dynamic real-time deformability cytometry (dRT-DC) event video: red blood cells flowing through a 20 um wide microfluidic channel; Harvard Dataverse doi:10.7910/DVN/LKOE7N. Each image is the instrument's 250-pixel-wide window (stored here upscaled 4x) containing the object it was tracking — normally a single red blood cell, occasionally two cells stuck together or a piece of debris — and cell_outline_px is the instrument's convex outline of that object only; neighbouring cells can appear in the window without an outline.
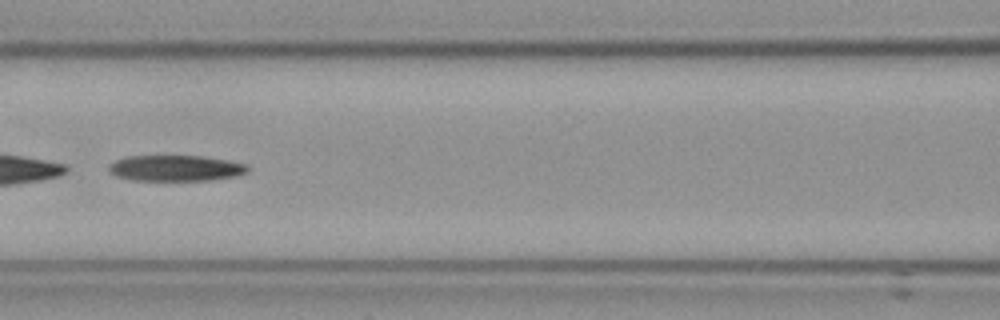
{"species": "Egyptian fruit bat (a non-hibernating species)", "species_latin": "Rousettus aegyptiacus", "temperature_condition": "cold", "stored_images_in_passage": 58, "segment_of_instrument_passage": [2, 2], "camera_frame_rate_fps": 3000, "um_per_image_px": 0.085, "frame": {"image": 1, "passage_image": 27, "time_ms": 8.667, "image_size_px": [1000, 320], "cell_outline_px": [[248, 172], [236, 176], [208, 180], [132, 180], [116, 176], [108, 168], [108, 164], [124, 156], [200, 156], [248, 164]], "centroid_in_image_um": [14.91, 14.29], "position_along_channel_um": 151.7, "area_um2": 20.81}}